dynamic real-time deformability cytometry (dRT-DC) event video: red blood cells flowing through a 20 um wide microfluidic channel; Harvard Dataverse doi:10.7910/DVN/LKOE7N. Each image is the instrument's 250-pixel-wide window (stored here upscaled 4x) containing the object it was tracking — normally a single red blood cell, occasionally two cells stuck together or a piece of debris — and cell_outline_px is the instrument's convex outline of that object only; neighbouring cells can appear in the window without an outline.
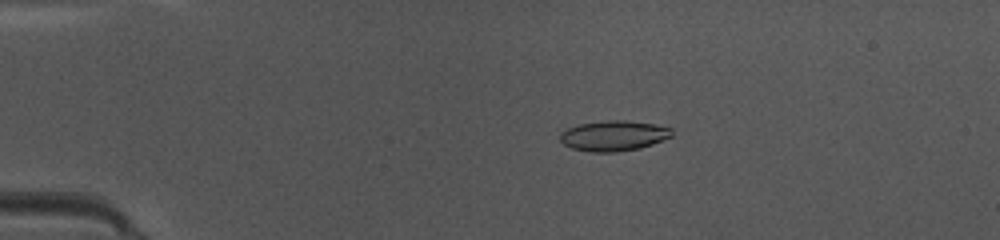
{"species": "common noctule bat (a hibernating species)", "species_latin": "Nyctalus noctula", "temperature_condition": "warm", "stored_images_in_passage": 32, "camera_frame_rate_fps": 3000, "um_per_image_px": 0.085, "animal": {"sex": "female", "body_mass_g": 10.0, "forearm_length_mm": 53.1}, "frame": {"image": 1, "passage_image": 2, "time_ms": 0.333, "image_size_px": [1000, 240], "cell_outline_px": [[672, 136], [652, 144], [640, 148], [616, 152], [588, 152], [572, 148], [564, 144], [560, 140], [560, 132], [568, 128], [580, 124], [608, 120], [624, 120], [656, 124], [672, 128]], "centroid_in_image_um": [52.16, 11.54], "position_along_channel_um": 32.8, "area_um2": 19.77}}
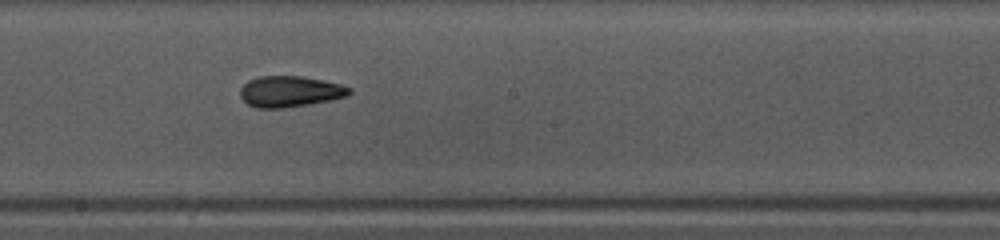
{"frame": {"image": 2, "passage_image": 19, "time_ms": 6.0, "image_size_px": [1000, 240], "cell_outline_px": [[352, 92], [348, 96], [308, 104], [280, 108], [256, 108], [248, 104], [240, 96], [240, 88], [248, 80], [260, 76], [304, 76], [324, 80], [340, 84], [352, 88]], "centroid_in_image_um": [24.65, 7.76], "position_along_channel_um": 223.6, "area_um2": 19.71}}
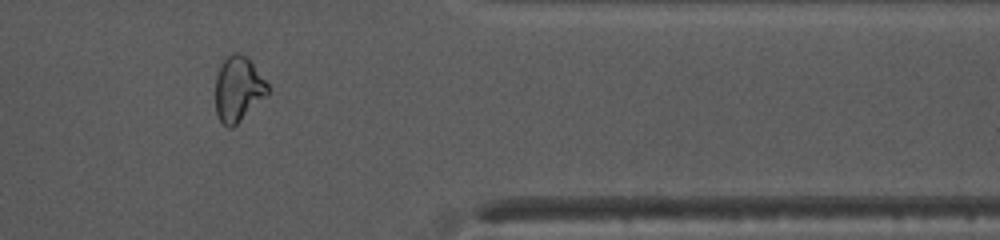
{"frame": {"image": 3, "passage_image": 32, "time_ms": 10.333, "image_size_px": [1000, 240], "cell_outline_px": [[268, 92], [232, 128], [228, 128], [220, 120], [216, 112], [216, 76], [224, 60], [232, 52], [240, 52], [248, 56], [268, 84]], "centroid_in_image_um": [20.23, 7.52], "position_along_channel_um": 391.2, "area_um2": 19.42}, "authors_computed_cell_mechanics": {"area_um2": 19.4786, "velocity_mm_per_s": 4.1788, "shape_relaxation_time_tau1_ms": 10.9108, "shape_relaxation_time_tau2_ms": 2.0023, "deformation_change_tau1": 0.2316, "deformation_change_tau2": 0.0853}}